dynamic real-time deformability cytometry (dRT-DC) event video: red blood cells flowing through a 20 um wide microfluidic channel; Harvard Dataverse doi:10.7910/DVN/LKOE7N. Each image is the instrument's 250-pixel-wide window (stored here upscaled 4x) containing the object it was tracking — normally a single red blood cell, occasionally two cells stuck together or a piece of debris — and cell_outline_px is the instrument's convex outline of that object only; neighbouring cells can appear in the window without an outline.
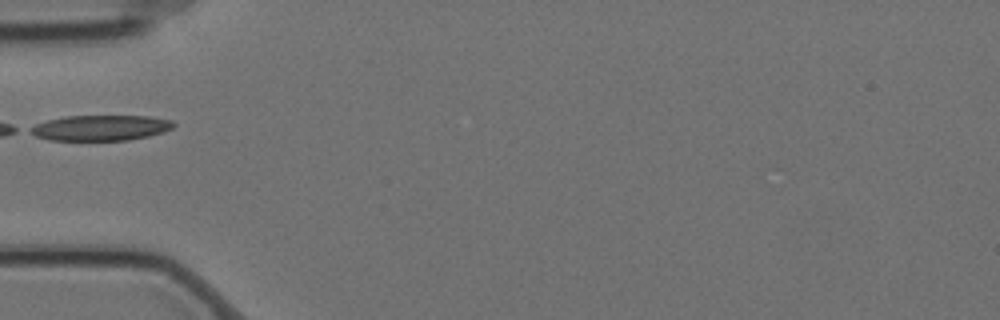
{"species": "Egyptian fruit bat (a non-hibernating species)", "species_latin": "Rousettus aegyptiacus", "temperature_condition": "cold", "stored_images_in_passage": 5, "camera_frame_rate_fps": 3000, "um_per_image_px": 0.085, "animal": {"sex": "female"}, "frame": {"image": 1, "passage_image": 5, "time_ms": 1.333, "image_size_px": [1000, 320], "cell_outline_px": [[176, 124], [172, 128], [148, 136], [128, 140], [48, 140], [36, 136], [28, 132], [28, 128], [36, 124], [48, 120], [64, 116], [148, 116], [172, 120]], "centroid_in_image_um": [8.51, 10.86], "position_along_channel_um": 76.5, "area_um2": 21.21}}